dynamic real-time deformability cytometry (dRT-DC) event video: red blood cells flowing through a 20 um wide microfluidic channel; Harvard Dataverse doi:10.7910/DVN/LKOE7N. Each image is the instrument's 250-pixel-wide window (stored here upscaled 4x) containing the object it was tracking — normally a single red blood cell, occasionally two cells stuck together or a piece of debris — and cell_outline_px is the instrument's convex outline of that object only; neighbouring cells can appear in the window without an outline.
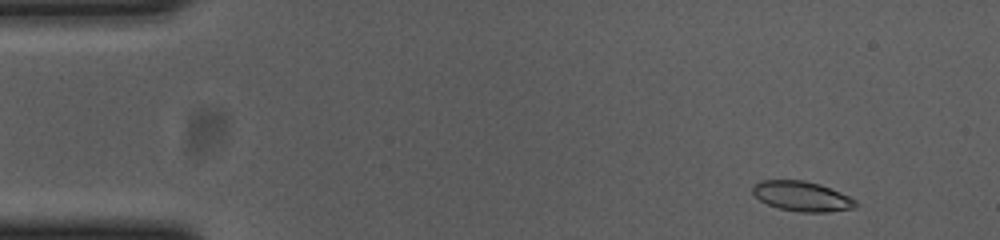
{"species": "common noctule bat (a hibernating species)", "species_latin": "Nyctalus noctula", "temperature_condition": "cold", "stored_images_in_passage": 53, "camera_frame_rate_fps": 3000, "um_per_image_px": 0.085, "animal": {"sex": "female", "body_mass_g": 23.0, "forearm_length_mm": 53.4}, "frame": {"image": 1, "passage_image": 3, "time_ms": 0.667, "image_size_px": [1000, 240], "cell_outline_px": [[860, 204], [856, 208], [828, 212], [800, 212], [780, 208], [768, 204], [760, 200], [752, 192], [752, 184], [760, 180], [804, 180], [820, 184], [840, 192], [856, 200]], "centroid_in_image_um": [68.18, 16.68], "position_along_channel_um": 16.8, "area_um2": 18.09}}
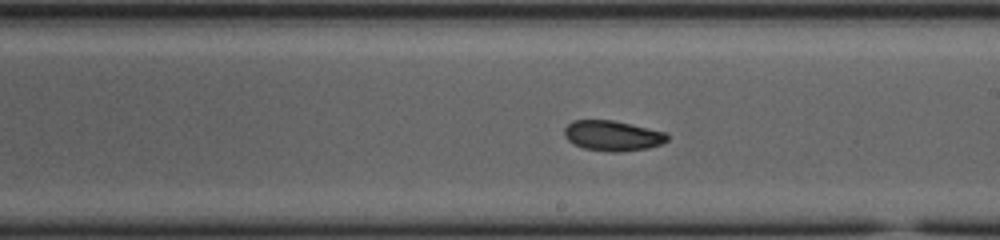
{"frame": {"image": 2, "passage_image": 29, "time_ms": 9.333, "image_size_px": [1000, 240], "cell_outline_px": [[668, 140], [660, 144], [648, 148], [620, 152], [612, 152], [584, 148], [568, 140], [564, 136], [564, 128], [572, 120], [612, 120], [668, 132]], "centroid_in_image_um": [52.08, 11.53], "position_along_channel_um": 236.9, "area_um2": 18.15}}
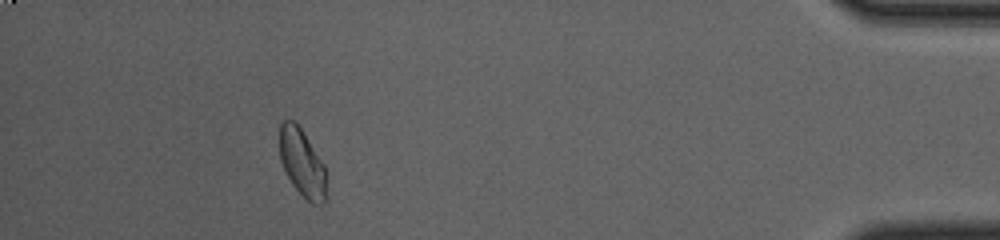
{"frame": {"image": 3, "passage_image": 48, "time_ms": 15.667, "image_size_px": [1000, 240], "cell_outline_px": [[328, 200], [324, 204], [312, 204], [292, 184], [280, 160], [280, 124], [284, 120], [292, 120], [300, 128], [324, 164], [328, 196]], "centroid_in_image_um": [25.72, 13.9], "position_along_channel_um": 409.5, "area_um2": 18.32}, "authors_computed_cell_mechanics": {"area_um2": 18.3804, "velocity_mm_per_s": 3.6698, "shape_relaxation_time_tau1_ms": null, "shape_relaxation_time_tau2_ms": 3.5106, "deformation_change_tau1": null, "deformation_change_tau2": 0.0743}}